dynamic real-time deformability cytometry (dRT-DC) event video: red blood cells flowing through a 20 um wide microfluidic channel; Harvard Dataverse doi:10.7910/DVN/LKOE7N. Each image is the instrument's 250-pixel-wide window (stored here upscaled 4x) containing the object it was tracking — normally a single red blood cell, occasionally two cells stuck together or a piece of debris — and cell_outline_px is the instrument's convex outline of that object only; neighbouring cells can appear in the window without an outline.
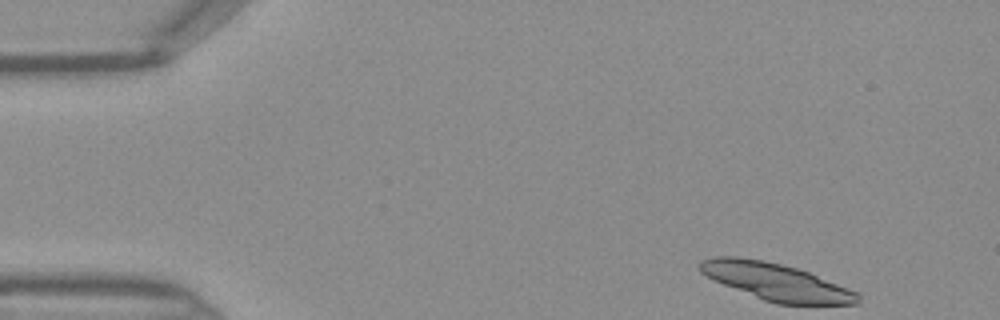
{"species": "Egyptian fruit bat (a non-hibernating species)", "species_latin": "Rousettus aegyptiacus", "temperature_condition": "warm", "stored_images_in_passage": 26, "segment_of_instrument_passage": [1, 2], "camera_frame_rate_fps": 3000, "um_per_image_px": 0.085, "frame": {"image": 1, "passage_image": 1, "time_ms": 0.0, "image_size_px": [1000, 320], "cell_outline_px": [[860, 304], [776, 304], [764, 300], [724, 284], [700, 272], [700, 260], [712, 256], [736, 256], [764, 260], [796, 268], [808, 272], [860, 292]], "centroid_in_image_um": [66.01, 23.95], "position_along_channel_um": 19.0, "area_um2": 33.93}}